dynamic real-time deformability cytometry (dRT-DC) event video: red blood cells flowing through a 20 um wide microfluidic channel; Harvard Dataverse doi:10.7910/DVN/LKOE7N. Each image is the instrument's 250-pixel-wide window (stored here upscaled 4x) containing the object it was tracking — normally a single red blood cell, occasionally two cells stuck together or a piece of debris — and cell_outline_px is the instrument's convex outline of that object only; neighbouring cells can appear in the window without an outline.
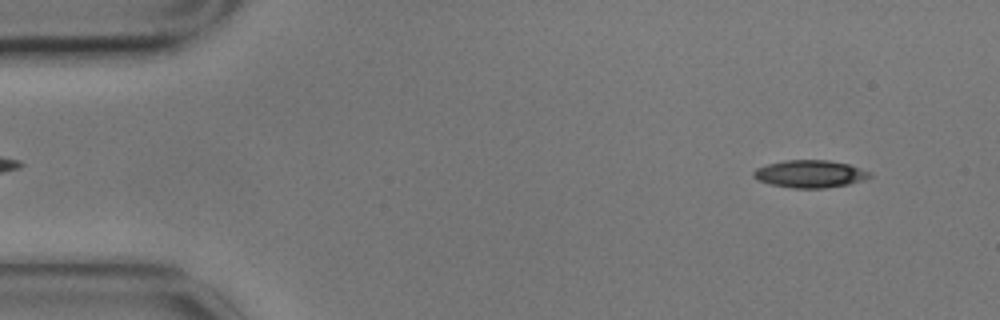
{"species": "common noctule bat (a hibernating species)", "species_latin": "Nyctalus noctula", "temperature_condition": "cold", "stored_images_in_passage": 3, "camera_frame_rate_fps": 3000, "um_per_image_px": 0.085, "animal": {"sex": "male", "body_mass_g": 17.9}, "frame": {"image": 1, "passage_image": 1, "time_ms": 0.0, "image_size_px": [1000, 320], "cell_outline_px": [[872, 176], [864, 180], [848, 184], [824, 188], [792, 188], [772, 184], [756, 180], [752, 176], [752, 172], [756, 168], [768, 164], [784, 160], [828, 160], [848, 164], [872, 172]], "centroid_in_image_um": [68.84, 14.78], "position_along_channel_um": 16.2, "area_um2": 18.67}}
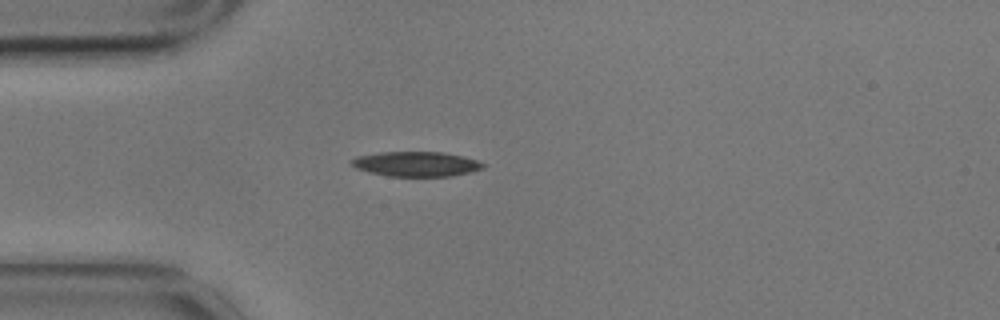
{"frame": {"image": 2, "passage_image": 3, "time_ms": 0.667, "image_size_px": [1000, 320], "cell_outline_px": [[484, 168], [472, 172], [452, 176], [388, 176], [368, 172], [356, 168], [352, 164], [352, 160], [356, 156], [376, 152], [444, 152], [464, 156], [476, 160], [484, 164]], "centroid_in_image_um": [35.39, 13.94], "position_along_channel_um": 49.6, "area_um2": 19.13}}